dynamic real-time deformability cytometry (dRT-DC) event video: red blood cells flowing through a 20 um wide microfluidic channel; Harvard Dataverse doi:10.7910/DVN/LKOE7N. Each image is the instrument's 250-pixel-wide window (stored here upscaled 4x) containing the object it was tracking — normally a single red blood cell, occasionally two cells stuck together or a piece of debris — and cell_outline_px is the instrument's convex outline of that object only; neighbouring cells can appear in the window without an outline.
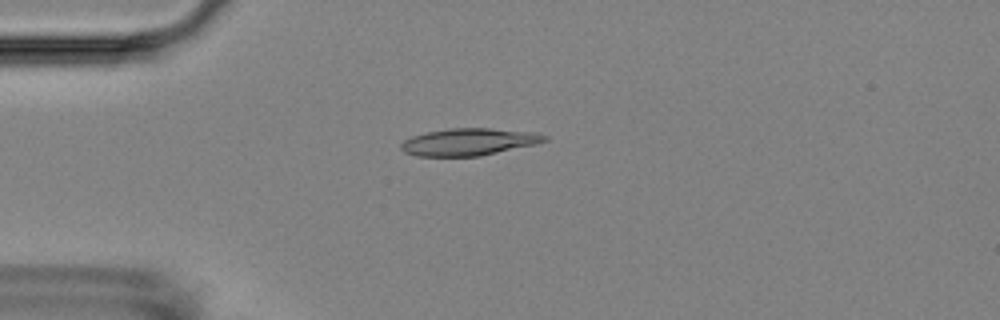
{"species": "Egyptian fruit bat (a non-hibernating species)", "species_latin": "Rousettus aegyptiacus", "temperature_condition": "room temperature", "stored_images_in_passage": 12, "camera_frame_rate_fps": 3000, "um_per_image_px": 0.085, "animal": {"sex": "female"}, "frame": {"image": 1, "passage_image": 1, "time_ms": 0.0, "image_size_px": [1000, 320], "cell_outline_px": [[548, 140], [536, 144], [480, 156], [416, 156], [404, 152], [400, 148], [400, 144], [404, 140], [412, 136], [428, 132], [448, 128], [488, 128], [536, 132], [548, 136]], "centroid_in_image_um": [39.86, 12.06], "position_along_channel_um": 45.1, "area_um2": 22.77}}
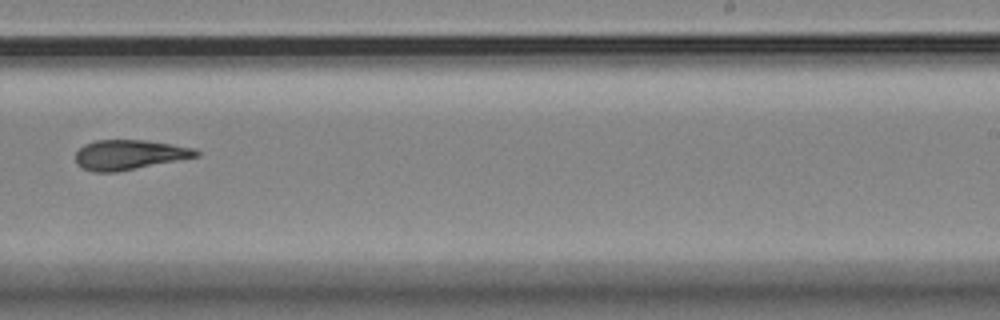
{"frame": {"image": 2, "passage_image": 7, "time_ms": 7.0, "image_size_px": [1000, 320], "cell_outline_px": [[200, 156], [116, 172], [92, 172], [76, 164], [76, 152], [84, 144], [96, 140], [144, 140], [172, 144], [196, 148], [200, 152]], "centroid_in_image_um": [11.0, 13.15], "position_along_channel_um": 278.0, "area_um2": 20.98}}
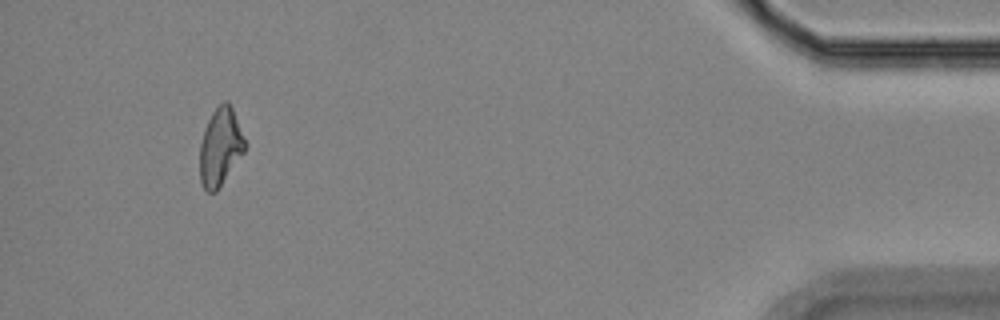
{"frame": {"image": 3, "passage_image": 11, "time_ms": 12.667, "image_size_px": [1000, 320], "cell_outline_px": [[248, 144], [244, 152], [216, 192], [208, 192], [204, 188], [200, 180], [200, 144], [208, 120], [212, 112], [224, 100], [228, 100], [232, 108]], "centroid_in_image_um": [18.74, 12.48], "position_along_channel_um": 416.5, "area_um2": 20.35}, "authors_computed_cell_mechanics": {"area_um2": 21.0392, "velocity_mm_per_s": 3.6003, "shape_relaxation_time_tau1_ms": null, "shape_relaxation_time_tau2_ms": 5.318, "deformation_change_tau1": null, "deformation_change_tau2": 0.1511}}